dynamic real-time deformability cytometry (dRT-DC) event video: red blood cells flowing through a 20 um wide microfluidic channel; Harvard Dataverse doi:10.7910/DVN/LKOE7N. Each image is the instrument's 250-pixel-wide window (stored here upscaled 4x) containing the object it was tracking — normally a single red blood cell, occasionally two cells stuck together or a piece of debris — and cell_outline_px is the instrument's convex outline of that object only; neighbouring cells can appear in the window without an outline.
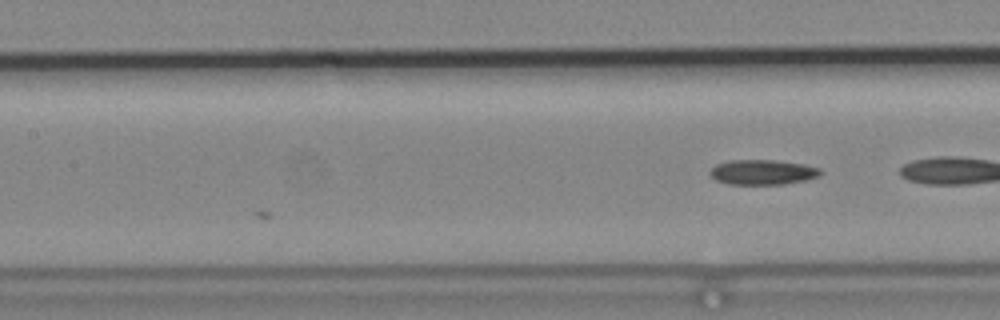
{"species": "common noctule bat (a hibernating species)", "species_latin": "Nyctalus noctula", "temperature_condition": "cold", "stored_images_in_passage": 10, "camera_frame_rate_fps": 3000, "um_per_image_px": 0.085, "animal": {"sex": "male", "body_mass_g": 19.2, "forearm_length_mm": 51.8}, "frame": {"image": 1, "passage_image": 10, "time_ms": 3.0, "image_size_px": [1000, 320], "cell_outline_px": [[824, 172], [820, 176], [808, 180], [784, 184], [728, 184], [716, 180], [708, 172], [716, 164], [728, 160], [776, 160], [804, 164], [820, 168]], "centroid_in_image_um": [64.86, 14.63], "position_along_channel_um": 142.5, "area_um2": 16.3}}